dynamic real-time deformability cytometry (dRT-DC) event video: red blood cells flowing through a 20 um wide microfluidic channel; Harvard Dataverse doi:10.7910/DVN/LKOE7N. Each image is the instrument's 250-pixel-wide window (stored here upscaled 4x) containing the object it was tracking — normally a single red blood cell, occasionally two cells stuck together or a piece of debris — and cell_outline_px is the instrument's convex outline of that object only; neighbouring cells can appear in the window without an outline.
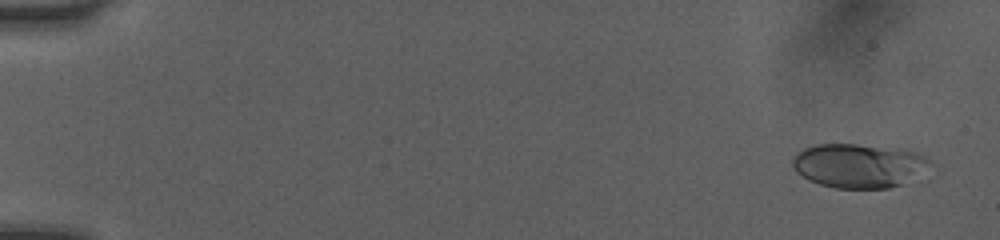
{"species": "human", "species_latin": "Homo sapiens", "temperature_condition": "room temperature", "stored_images_in_passage": 51, "camera_frame_rate_fps": 3000, "um_per_image_px": 0.085, "donor": {"sex": "female"}, "frame": {"image": 1, "passage_image": 3, "time_ms": 0.667, "image_size_px": [1000, 240], "cell_outline_px": [[932, 164], [900, 184], [888, 188], [836, 188], [820, 184], [808, 180], [796, 172], [792, 168], [792, 156], [796, 152], [804, 148], [816, 144], [856, 144], [904, 148], [928, 156]], "centroid_in_image_um": [72.94, 14.05], "position_along_channel_um": 12.1, "area_um2": 35.43}}
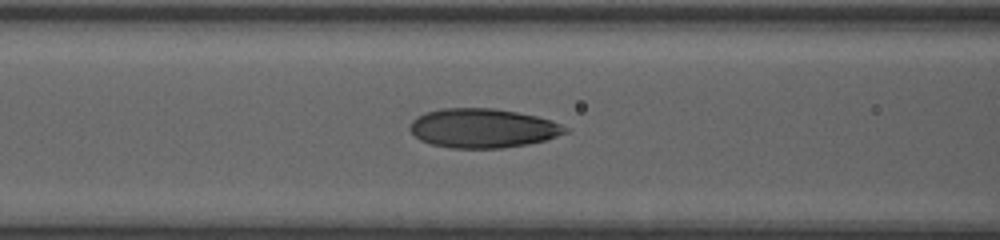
{"frame": {"image": 2, "passage_image": 23, "time_ms": 7.333, "image_size_px": [1000, 240], "cell_outline_px": [[568, 132], [544, 140], [528, 144], [500, 148], [452, 148], [432, 144], [420, 140], [408, 128], [408, 124], [416, 116], [424, 112], [440, 108], [492, 108], [516, 112], [536, 116], [560, 124], [568, 128]], "centroid_in_image_um": [40.98, 10.89], "position_along_channel_um": 125.6, "area_um2": 35.43}}
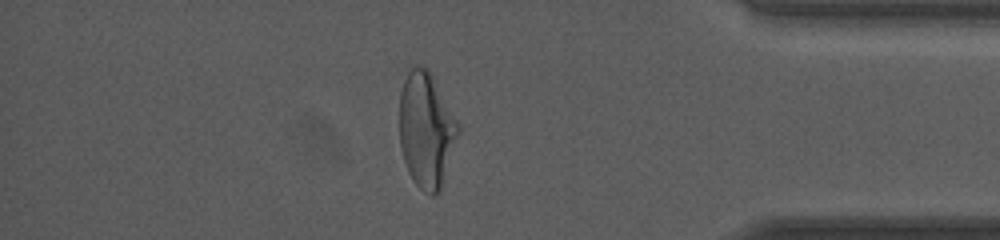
{"frame": {"image": 3, "passage_image": 45, "time_ms": 14.667, "image_size_px": [1000, 240], "cell_outline_px": [[460, 132], [440, 188], [432, 196], [424, 192], [412, 180], [408, 172], [400, 148], [400, 92], [408, 68], [412, 64], [420, 64], [428, 68], [460, 124]], "centroid_in_image_um": [36.22, 10.98], "position_along_channel_um": 399.0, "area_um2": 39.65}, "authors_computed_cell_mechanics": {"area_um2": 34.7956, "velocity_mm_per_s": 4.0708, "shape_relaxation_time_tau1_ms": 6.701, "shape_relaxation_time_tau2_ms": 1.1448, "deformation_change_tau1": 0.2238, "deformation_change_tau2": 0.0857}}